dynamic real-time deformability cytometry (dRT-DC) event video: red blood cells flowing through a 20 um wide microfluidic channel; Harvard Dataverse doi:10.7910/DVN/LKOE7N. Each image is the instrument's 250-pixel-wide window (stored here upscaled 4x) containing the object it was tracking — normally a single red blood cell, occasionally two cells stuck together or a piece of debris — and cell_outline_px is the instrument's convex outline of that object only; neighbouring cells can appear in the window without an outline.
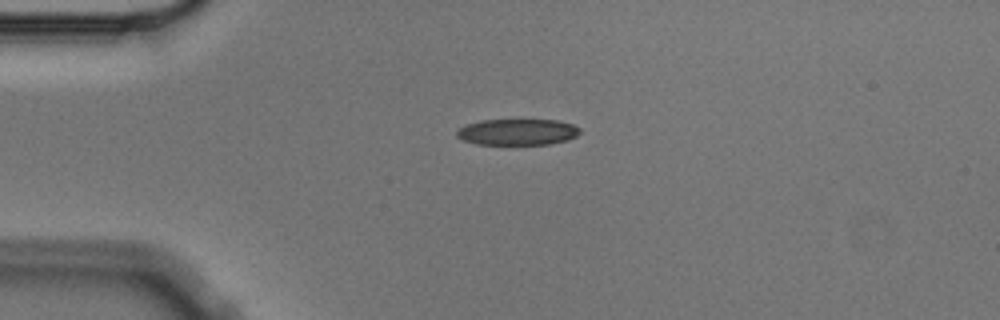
{"species": "Egyptian fruit bat (a non-hibernating species)", "species_latin": "Rousettus aegyptiacus", "temperature_condition": "cold", "stored_images_in_passage": 3, "camera_frame_rate_fps": 3000, "um_per_image_px": 0.085, "animal": {"sex": "male"}, "frame": {"image": 1, "passage_image": 1, "time_ms": 0.0, "image_size_px": [1000, 320], "cell_outline_px": [[580, 132], [576, 136], [568, 140], [548, 144], [476, 144], [464, 140], [456, 136], [456, 132], [464, 124], [480, 120], [560, 120], [572, 124], [580, 128]], "centroid_in_image_um": [43.98, 11.21], "position_along_channel_um": 41.0, "area_um2": 18.84}}
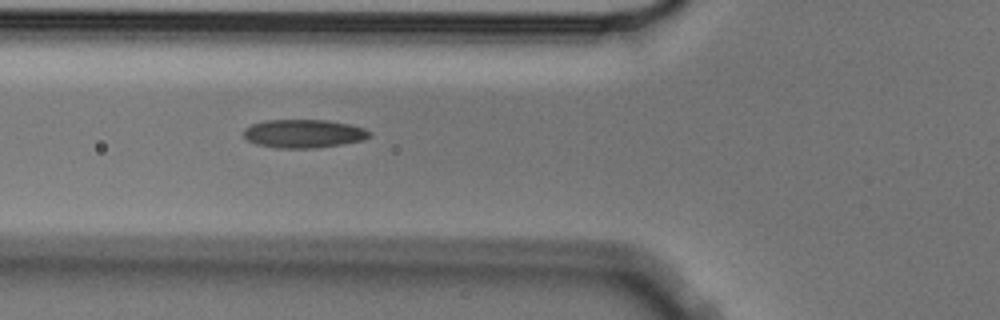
{"frame": {"image": 2, "passage_image": 3, "time_ms": 0.667, "image_size_px": [1000, 320], "cell_outline_px": [[372, 132], [364, 140], [316, 148], [276, 148], [256, 144], [248, 140], [244, 136], [244, 128], [252, 124], [264, 120], [328, 120], [348, 124], [364, 128]], "centroid_in_image_um": [25.79, 11.35], "position_along_channel_um": 100.0, "area_um2": 20.81}}